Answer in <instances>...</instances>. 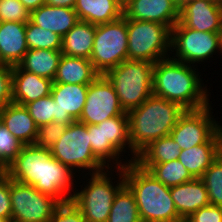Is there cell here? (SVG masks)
Here are the masks:
<instances>
[{
    "label": "cell",
    "instance_id": "6da1fadb",
    "mask_svg": "<svg viewBox=\"0 0 222 222\" xmlns=\"http://www.w3.org/2000/svg\"><path fill=\"white\" fill-rule=\"evenodd\" d=\"M5 173L10 179L34 186L60 203L72 199L73 185H76L73 182H76L75 178L78 176L55 159L50 149L37 147L35 144L24 145Z\"/></svg>",
    "mask_w": 222,
    "mask_h": 222
},
{
    "label": "cell",
    "instance_id": "7a4b0ae2",
    "mask_svg": "<svg viewBox=\"0 0 222 222\" xmlns=\"http://www.w3.org/2000/svg\"><path fill=\"white\" fill-rule=\"evenodd\" d=\"M196 65L192 66L170 57L154 64L153 95L175 102L185 110H198L209 103L207 86L202 83ZM203 86V87H202Z\"/></svg>",
    "mask_w": 222,
    "mask_h": 222
},
{
    "label": "cell",
    "instance_id": "3957f363",
    "mask_svg": "<svg viewBox=\"0 0 222 222\" xmlns=\"http://www.w3.org/2000/svg\"><path fill=\"white\" fill-rule=\"evenodd\" d=\"M185 112L180 105L164 98L151 95L140 106L127 112L129 118V138L132 148L130 162L151 142L168 136Z\"/></svg>",
    "mask_w": 222,
    "mask_h": 222
},
{
    "label": "cell",
    "instance_id": "277c9868",
    "mask_svg": "<svg viewBox=\"0 0 222 222\" xmlns=\"http://www.w3.org/2000/svg\"><path fill=\"white\" fill-rule=\"evenodd\" d=\"M125 184L134 193L141 222H175L176 211L170 188L135 162L124 168Z\"/></svg>",
    "mask_w": 222,
    "mask_h": 222
},
{
    "label": "cell",
    "instance_id": "5b68a950",
    "mask_svg": "<svg viewBox=\"0 0 222 222\" xmlns=\"http://www.w3.org/2000/svg\"><path fill=\"white\" fill-rule=\"evenodd\" d=\"M106 168L97 173L88 174L85 187L74 189L73 203L81 210L86 222H107L112 208L114 197L118 190L125 184L123 168ZM115 170L118 180L113 184L112 172ZM111 175V177H110Z\"/></svg>",
    "mask_w": 222,
    "mask_h": 222
},
{
    "label": "cell",
    "instance_id": "8992f818",
    "mask_svg": "<svg viewBox=\"0 0 222 222\" xmlns=\"http://www.w3.org/2000/svg\"><path fill=\"white\" fill-rule=\"evenodd\" d=\"M153 71L154 63L125 60L105 74L125 112L140 106L153 95Z\"/></svg>",
    "mask_w": 222,
    "mask_h": 222
},
{
    "label": "cell",
    "instance_id": "52a82bcc",
    "mask_svg": "<svg viewBox=\"0 0 222 222\" xmlns=\"http://www.w3.org/2000/svg\"><path fill=\"white\" fill-rule=\"evenodd\" d=\"M50 151L55 159L76 174L78 171L84 173L88 170L89 172L85 174L87 176V174L101 172L107 168L93 154L87 125L78 120L67 125L64 133Z\"/></svg>",
    "mask_w": 222,
    "mask_h": 222
},
{
    "label": "cell",
    "instance_id": "ba28073f",
    "mask_svg": "<svg viewBox=\"0 0 222 222\" xmlns=\"http://www.w3.org/2000/svg\"><path fill=\"white\" fill-rule=\"evenodd\" d=\"M128 60L156 63L170 57L171 29L164 24L126 19Z\"/></svg>",
    "mask_w": 222,
    "mask_h": 222
},
{
    "label": "cell",
    "instance_id": "9c48e42d",
    "mask_svg": "<svg viewBox=\"0 0 222 222\" xmlns=\"http://www.w3.org/2000/svg\"><path fill=\"white\" fill-rule=\"evenodd\" d=\"M128 60V32L126 18L96 25L90 61L100 75H105Z\"/></svg>",
    "mask_w": 222,
    "mask_h": 222
},
{
    "label": "cell",
    "instance_id": "30bf717a",
    "mask_svg": "<svg viewBox=\"0 0 222 222\" xmlns=\"http://www.w3.org/2000/svg\"><path fill=\"white\" fill-rule=\"evenodd\" d=\"M219 51V33L199 32L184 24H176L171 29V58L174 60L194 66L205 60L210 61L209 58Z\"/></svg>",
    "mask_w": 222,
    "mask_h": 222
},
{
    "label": "cell",
    "instance_id": "8fae6325",
    "mask_svg": "<svg viewBox=\"0 0 222 222\" xmlns=\"http://www.w3.org/2000/svg\"><path fill=\"white\" fill-rule=\"evenodd\" d=\"M13 222H49L60 202L34 186L9 178Z\"/></svg>",
    "mask_w": 222,
    "mask_h": 222
},
{
    "label": "cell",
    "instance_id": "7c38bea8",
    "mask_svg": "<svg viewBox=\"0 0 222 222\" xmlns=\"http://www.w3.org/2000/svg\"><path fill=\"white\" fill-rule=\"evenodd\" d=\"M212 109L210 104L198 110H185L179 117L170 136L179 144L181 150L205 144L222 128L212 116Z\"/></svg>",
    "mask_w": 222,
    "mask_h": 222
},
{
    "label": "cell",
    "instance_id": "4fadbf2b",
    "mask_svg": "<svg viewBox=\"0 0 222 222\" xmlns=\"http://www.w3.org/2000/svg\"><path fill=\"white\" fill-rule=\"evenodd\" d=\"M124 113L112 83L105 75H99L89 84L86 102L78 121L86 125H97Z\"/></svg>",
    "mask_w": 222,
    "mask_h": 222
},
{
    "label": "cell",
    "instance_id": "5bb4252c",
    "mask_svg": "<svg viewBox=\"0 0 222 222\" xmlns=\"http://www.w3.org/2000/svg\"><path fill=\"white\" fill-rule=\"evenodd\" d=\"M177 24L199 32L219 33L222 29V0H180Z\"/></svg>",
    "mask_w": 222,
    "mask_h": 222
},
{
    "label": "cell",
    "instance_id": "9a60e30c",
    "mask_svg": "<svg viewBox=\"0 0 222 222\" xmlns=\"http://www.w3.org/2000/svg\"><path fill=\"white\" fill-rule=\"evenodd\" d=\"M180 0H128L123 5L126 19L150 21L172 29L179 21Z\"/></svg>",
    "mask_w": 222,
    "mask_h": 222
},
{
    "label": "cell",
    "instance_id": "2e32d148",
    "mask_svg": "<svg viewBox=\"0 0 222 222\" xmlns=\"http://www.w3.org/2000/svg\"><path fill=\"white\" fill-rule=\"evenodd\" d=\"M89 85L53 83L55 122L66 125L80 119Z\"/></svg>",
    "mask_w": 222,
    "mask_h": 222
},
{
    "label": "cell",
    "instance_id": "e0dca14e",
    "mask_svg": "<svg viewBox=\"0 0 222 222\" xmlns=\"http://www.w3.org/2000/svg\"><path fill=\"white\" fill-rule=\"evenodd\" d=\"M53 81L12 66V102L25 106L27 103L51 94Z\"/></svg>",
    "mask_w": 222,
    "mask_h": 222
},
{
    "label": "cell",
    "instance_id": "ac0fdd59",
    "mask_svg": "<svg viewBox=\"0 0 222 222\" xmlns=\"http://www.w3.org/2000/svg\"><path fill=\"white\" fill-rule=\"evenodd\" d=\"M222 152V128L205 144L181 150L178 160L194 178H201Z\"/></svg>",
    "mask_w": 222,
    "mask_h": 222
},
{
    "label": "cell",
    "instance_id": "d6986e66",
    "mask_svg": "<svg viewBox=\"0 0 222 222\" xmlns=\"http://www.w3.org/2000/svg\"><path fill=\"white\" fill-rule=\"evenodd\" d=\"M27 51L26 23L0 22V63L16 66Z\"/></svg>",
    "mask_w": 222,
    "mask_h": 222
},
{
    "label": "cell",
    "instance_id": "ffe728a7",
    "mask_svg": "<svg viewBox=\"0 0 222 222\" xmlns=\"http://www.w3.org/2000/svg\"><path fill=\"white\" fill-rule=\"evenodd\" d=\"M0 122L22 144H35L38 126L25 106L10 103L0 110Z\"/></svg>",
    "mask_w": 222,
    "mask_h": 222
},
{
    "label": "cell",
    "instance_id": "44dd1931",
    "mask_svg": "<svg viewBox=\"0 0 222 222\" xmlns=\"http://www.w3.org/2000/svg\"><path fill=\"white\" fill-rule=\"evenodd\" d=\"M170 193L181 218H188L198 209L209 205V195L201 178L170 187Z\"/></svg>",
    "mask_w": 222,
    "mask_h": 222
},
{
    "label": "cell",
    "instance_id": "7402d4cb",
    "mask_svg": "<svg viewBox=\"0 0 222 222\" xmlns=\"http://www.w3.org/2000/svg\"><path fill=\"white\" fill-rule=\"evenodd\" d=\"M30 21L63 37L79 21L74 8L43 4L30 12Z\"/></svg>",
    "mask_w": 222,
    "mask_h": 222
},
{
    "label": "cell",
    "instance_id": "603a6c76",
    "mask_svg": "<svg viewBox=\"0 0 222 222\" xmlns=\"http://www.w3.org/2000/svg\"><path fill=\"white\" fill-rule=\"evenodd\" d=\"M99 75L90 59L62 54L53 83L89 85Z\"/></svg>",
    "mask_w": 222,
    "mask_h": 222
},
{
    "label": "cell",
    "instance_id": "cb8c5ba5",
    "mask_svg": "<svg viewBox=\"0 0 222 222\" xmlns=\"http://www.w3.org/2000/svg\"><path fill=\"white\" fill-rule=\"evenodd\" d=\"M78 19L94 25L115 21L123 16V5L117 0H76Z\"/></svg>",
    "mask_w": 222,
    "mask_h": 222
},
{
    "label": "cell",
    "instance_id": "d4e9b609",
    "mask_svg": "<svg viewBox=\"0 0 222 222\" xmlns=\"http://www.w3.org/2000/svg\"><path fill=\"white\" fill-rule=\"evenodd\" d=\"M96 25L79 20L63 37L61 52L66 56L90 59Z\"/></svg>",
    "mask_w": 222,
    "mask_h": 222
},
{
    "label": "cell",
    "instance_id": "484cf974",
    "mask_svg": "<svg viewBox=\"0 0 222 222\" xmlns=\"http://www.w3.org/2000/svg\"><path fill=\"white\" fill-rule=\"evenodd\" d=\"M61 56V51L28 49L18 65L23 70L53 81Z\"/></svg>",
    "mask_w": 222,
    "mask_h": 222
},
{
    "label": "cell",
    "instance_id": "4316f807",
    "mask_svg": "<svg viewBox=\"0 0 222 222\" xmlns=\"http://www.w3.org/2000/svg\"><path fill=\"white\" fill-rule=\"evenodd\" d=\"M87 129L93 154L107 168H124L130 162L129 159L127 161H123L124 158L121 159V157L124 155H121V153L110 142H105L104 124L87 125Z\"/></svg>",
    "mask_w": 222,
    "mask_h": 222
},
{
    "label": "cell",
    "instance_id": "83f0119b",
    "mask_svg": "<svg viewBox=\"0 0 222 222\" xmlns=\"http://www.w3.org/2000/svg\"><path fill=\"white\" fill-rule=\"evenodd\" d=\"M141 168L148 170L158 181L167 187H174L191 181L194 177L177 159L166 163H137Z\"/></svg>",
    "mask_w": 222,
    "mask_h": 222
},
{
    "label": "cell",
    "instance_id": "f1b7e54d",
    "mask_svg": "<svg viewBox=\"0 0 222 222\" xmlns=\"http://www.w3.org/2000/svg\"><path fill=\"white\" fill-rule=\"evenodd\" d=\"M180 153L179 144L168 135L151 142L137 155L135 163H166L177 160Z\"/></svg>",
    "mask_w": 222,
    "mask_h": 222
},
{
    "label": "cell",
    "instance_id": "f546056e",
    "mask_svg": "<svg viewBox=\"0 0 222 222\" xmlns=\"http://www.w3.org/2000/svg\"><path fill=\"white\" fill-rule=\"evenodd\" d=\"M107 222H141L134 193L126 184L116 193Z\"/></svg>",
    "mask_w": 222,
    "mask_h": 222
},
{
    "label": "cell",
    "instance_id": "4dcf8cb0",
    "mask_svg": "<svg viewBox=\"0 0 222 222\" xmlns=\"http://www.w3.org/2000/svg\"><path fill=\"white\" fill-rule=\"evenodd\" d=\"M104 124L105 142H110L122 155L129 150L132 155V148L129 138V118L127 112L120 116L106 119ZM126 147V148H125Z\"/></svg>",
    "mask_w": 222,
    "mask_h": 222
},
{
    "label": "cell",
    "instance_id": "1f68e13d",
    "mask_svg": "<svg viewBox=\"0 0 222 222\" xmlns=\"http://www.w3.org/2000/svg\"><path fill=\"white\" fill-rule=\"evenodd\" d=\"M26 42L28 49H48L61 51L62 37L49 30L33 24L26 23Z\"/></svg>",
    "mask_w": 222,
    "mask_h": 222
},
{
    "label": "cell",
    "instance_id": "d6a6232c",
    "mask_svg": "<svg viewBox=\"0 0 222 222\" xmlns=\"http://www.w3.org/2000/svg\"><path fill=\"white\" fill-rule=\"evenodd\" d=\"M209 195V203L222 207V152L201 177Z\"/></svg>",
    "mask_w": 222,
    "mask_h": 222
},
{
    "label": "cell",
    "instance_id": "836d02e7",
    "mask_svg": "<svg viewBox=\"0 0 222 222\" xmlns=\"http://www.w3.org/2000/svg\"><path fill=\"white\" fill-rule=\"evenodd\" d=\"M22 144L11 132L0 122V172H6L8 166L21 152Z\"/></svg>",
    "mask_w": 222,
    "mask_h": 222
},
{
    "label": "cell",
    "instance_id": "e575fe53",
    "mask_svg": "<svg viewBox=\"0 0 222 222\" xmlns=\"http://www.w3.org/2000/svg\"><path fill=\"white\" fill-rule=\"evenodd\" d=\"M55 101L50 95L40 99L29 102L25 105L28 109L30 116L39 127L55 121Z\"/></svg>",
    "mask_w": 222,
    "mask_h": 222
},
{
    "label": "cell",
    "instance_id": "d590c367",
    "mask_svg": "<svg viewBox=\"0 0 222 222\" xmlns=\"http://www.w3.org/2000/svg\"><path fill=\"white\" fill-rule=\"evenodd\" d=\"M29 20L30 11L20 0H0V22L27 23Z\"/></svg>",
    "mask_w": 222,
    "mask_h": 222
},
{
    "label": "cell",
    "instance_id": "8d00e7d4",
    "mask_svg": "<svg viewBox=\"0 0 222 222\" xmlns=\"http://www.w3.org/2000/svg\"><path fill=\"white\" fill-rule=\"evenodd\" d=\"M66 127V124L55 121L39 126L35 145L50 149L60 139Z\"/></svg>",
    "mask_w": 222,
    "mask_h": 222
},
{
    "label": "cell",
    "instance_id": "74e56055",
    "mask_svg": "<svg viewBox=\"0 0 222 222\" xmlns=\"http://www.w3.org/2000/svg\"><path fill=\"white\" fill-rule=\"evenodd\" d=\"M49 222H86L81 210L72 200L60 203Z\"/></svg>",
    "mask_w": 222,
    "mask_h": 222
},
{
    "label": "cell",
    "instance_id": "f35d334b",
    "mask_svg": "<svg viewBox=\"0 0 222 222\" xmlns=\"http://www.w3.org/2000/svg\"><path fill=\"white\" fill-rule=\"evenodd\" d=\"M12 103V66L0 63V110Z\"/></svg>",
    "mask_w": 222,
    "mask_h": 222
},
{
    "label": "cell",
    "instance_id": "ab89813d",
    "mask_svg": "<svg viewBox=\"0 0 222 222\" xmlns=\"http://www.w3.org/2000/svg\"><path fill=\"white\" fill-rule=\"evenodd\" d=\"M12 208L9 194V177L4 172L0 174V218L11 221Z\"/></svg>",
    "mask_w": 222,
    "mask_h": 222
},
{
    "label": "cell",
    "instance_id": "60d3db41",
    "mask_svg": "<svg viewBox=\"0 0 222 222\" xmlns=\"http://www.w3.org/2000/svg\"><path fill=\"white\" fill-rule=\"evenodd\" d=\"M187 219L190 222H222V207L209 204L192 213Z\"/></svg>",
    "mask_w": 222,
    "mask_h": 222
},
{
    "label": "cell",
    "instance_id": "b9f144b4",
    "mask_svg": "<svg viewBox=\"0 0 222 222\" xmlns=\"http://www.w3.org/2000/svg\"><path fill=\"white\" fill-rule=\"evenodd\" d=\"M76 0H45L46 5L74 8Z\"/></svg>",
    "mask_w": 222,
    "mask_h": 222
},
{
    "label": "cell",
    "instance_id": "7bdbcfd3",
    "mask_svg": "<svg viewBox=\"0 0 222 222\" xmlns=\"http://www.w3.org/2000/svg\"><path fill=\"white\" fill-rule=\"evenodd\" d=\"M24 6L31 12L45 4V0H20Z\"/></svg>",
    "mask_w": 222,
    "mask_h": 222
},
{
    "label": "cell",
    "instance_id": "ee69618b",
    "mask_svg": "<svg viewBox=\"0 0 222 222\" xmlns=\"http://www.w3.org/2000/svg\"><path fill=\"white\" fill-rule=\"evenodd\" d=\"M219 34H220V52L219 53H222V29L219 32Z\"/></svg>",
    "mask_w": 222,
    "mask_h": 222
},
{
    "label": "cell",
    "instance_id": "f6af8a7d",
    "mask_svg": "<svg viewBox=\"0 0 222 222\" xmlns=\"http://www.w3.org/2000/svg\"><path fill=\"white\" fill-rule=\"evenodd\" d=\"M175 222H190V221L187 218H181V219H178Z\"/></svg>",
    "mask_w": 222,
    "mask_h": 222
},
{
    "label": "cell",
    "instance_id": "bcb514c9",
    "mask_svg": "<svg viewBox=\"0 0 222 222\" xmlns=\"http://www.w3.org/2000/svg\"><path fill=\"white\" fill-rule=\"evenodd\" d=\"M119 3H121L122 5H124L128 0H117Z\"/></svg>",
    "mask_w": 222,
    "mask_h": 222
},
{
    "label": "cell",
    "instance_id": "7dc6e473",
    "mask_svg": "<svg viewBox=\"0 0 222 222\" xmlns=\"http://www.w3.org/2000/svg\"><path fill=\"white\" fill-rule=\"evenodd\" d=\"M0 222H8L7 219L0 218Z\"/></svg>",
    "mask_w": 222,
    "mask_h": 222
}]
</instances>
